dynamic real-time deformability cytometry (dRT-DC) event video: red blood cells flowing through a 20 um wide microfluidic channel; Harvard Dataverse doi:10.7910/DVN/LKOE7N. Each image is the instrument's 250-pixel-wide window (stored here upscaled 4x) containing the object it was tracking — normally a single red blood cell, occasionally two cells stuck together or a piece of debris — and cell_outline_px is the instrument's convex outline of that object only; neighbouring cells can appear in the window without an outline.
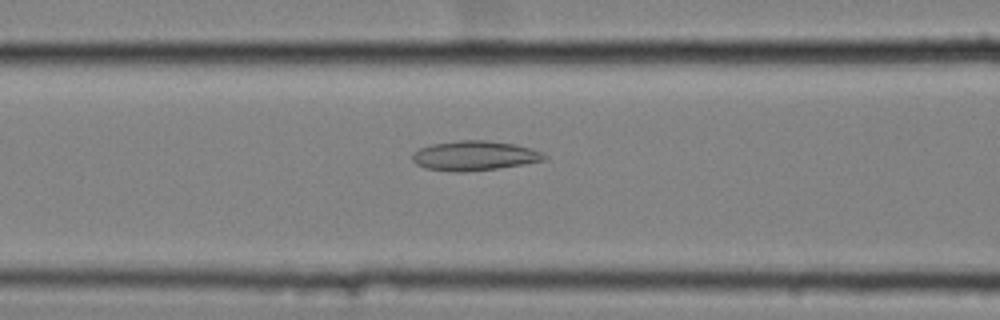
{"species": "common noctule bat (a hibernating species)", "species_latin": "Nyctalus noctula", "temperature_condition": "cold", "stored_images_in_passage": 53, "camera_frame_rate_fps": 3000, "um_per_image_px": 0.085, "animal": {"sex": "female", "body_mass_g": 25.1}, "frame": {"image": 1, "passage_image": 20, "time_ms": 6.333, "image_size_px": [1000, 320], "cell_outline_px": [[548, 156], [544, 160], [524, 164], [496, 168], [464, 172], [452, 172], [424, 168], [416, 164], [412, 160], [412, 152], [420, 148], [432, 144], [460, 140], [488, 140], [516, 144], [532, 148], [544, 152]], "centroid_in_image_um": [40.34, 13.23], "position_along_channel_um": 126.3, "area_um2": 23.0}}
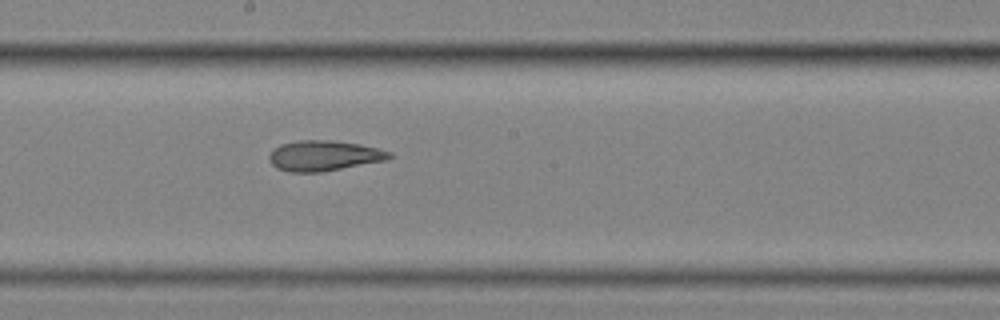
{"frame": {"image": 2, "passage_image": 28, "time_ms": 9.0, "image_size_px": [1000, 320], "cell_outline_px": [[396, 156], [388, 160], [320, 172], [288, 172], [276, 168], [268, 160], [268, 156], [280, 144], [300, 140], [332, 140], [360, 144], [392, 152]], "centroid_in_image_um": [27.57, 13.24], "position_along_channel_um": 220.6, "area_um2": 21.39}}
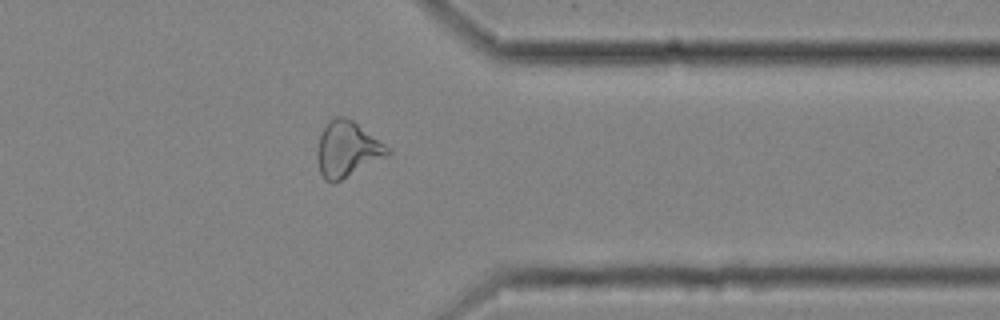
{"frame": {"image": 3, "passage_image": 42, "time_ms": 13.667, "image_size_px": [1000, 320], "cell_outline_px": [[392, 152], [388, 156], [332, 184], [324, 180], [320, 172], [316, 156], [316, 152], [320, 136], [328, 120], [336, 116], [344, 116], [352, 120], [384, 144]], "centroid_in_image_um": [29.48, 12.7], "position_along_channel_um": 381.9, "area_um2": 22.6}, "authors_computed_cell_mechanics": {"area_um2": 23.0044, "velocity_mm_per_s": 3.543, "shape_relaxation_time_tau1_ms": 8.164, "shape_relaxation_time_tau2_ms": 5.3629, "deformation_change_tau1": 0.1416, "deformation_change_tau2": 0.1613}}